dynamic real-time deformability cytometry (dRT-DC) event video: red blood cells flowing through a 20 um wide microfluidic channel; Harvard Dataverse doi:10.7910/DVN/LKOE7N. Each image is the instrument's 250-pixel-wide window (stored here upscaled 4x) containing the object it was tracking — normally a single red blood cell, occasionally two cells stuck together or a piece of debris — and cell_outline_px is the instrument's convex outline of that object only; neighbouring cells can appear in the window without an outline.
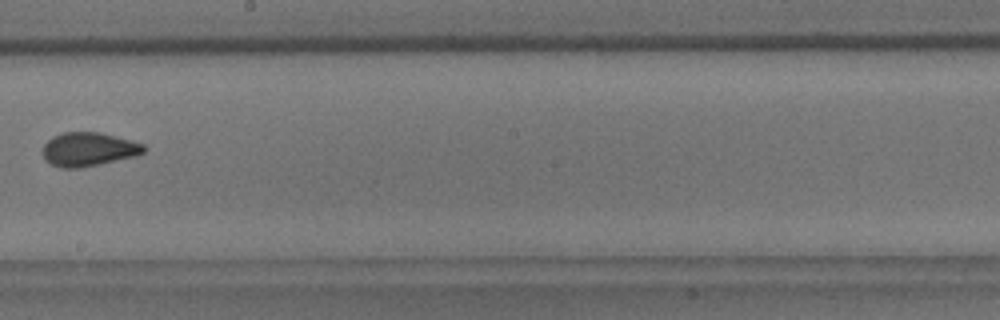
{"species": "common noctule bat (a hibernating species)", "species_latin": "Nyctalus noctula", "temperature_condition": "room temperature", "stored_images_in_passage": 9, "camera_frame_rate_fps": 3000, "um_per_image_px": 0.085, "animal": {"sex": "male", "body_mass_g": 18.8}, "frame": {"image": 1, "passage_image": 8, "time_ms": 9.333, "image_size_px": [1000, 320], "cell_outline_px": [[148, 148], [144, 152], [136, 156], [100, 164], [80, 168], [64, 168], [52, 164], [40, 152], [44, 144], [52, 136], [64, 132], [100, 132], [132, 140], [144, 144]], "centroid_in_image_um": [7.55, 12.68], "position_along_channel_um": 240.6, "area_um2": 20.06}}